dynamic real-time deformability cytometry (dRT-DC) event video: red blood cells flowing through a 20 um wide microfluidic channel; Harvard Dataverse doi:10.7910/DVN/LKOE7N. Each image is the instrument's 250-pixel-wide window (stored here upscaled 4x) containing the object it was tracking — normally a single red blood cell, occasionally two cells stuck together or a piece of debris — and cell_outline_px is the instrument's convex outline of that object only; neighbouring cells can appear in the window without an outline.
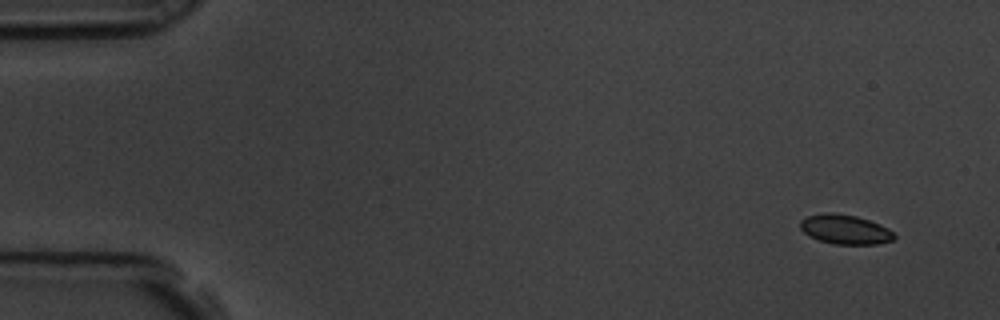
{"species": "common noctule bat (a hibernating species)", "species_latin": "Nyctalus noctula", "temperature_condition": "room temperature", "stored_images_in_passage": 5, "camera_frame_rate_fps": 3000, "um_per_image_px": 0.085, "animal": {"sex": "male", "body_mass_g": 19.5, "forearm_length_mm": 54.6}, "frame": {"image": 1, "passage_image": 1, "time_ms": 0.0, "image_size_px": [1000, 320], "cell_outline_px": [[896, 236], [892, 240], [880, 244], [832, 244], [808, 236], [800, 228], [800, 220], [808, 216], [824, 212], [832, 212], [856, 216], [880, 224], [888, 228]], "centroid_in_image_um": [71.82, 19.5], "position_along_channel_um": 13.2, "area_um2": 16.18}}
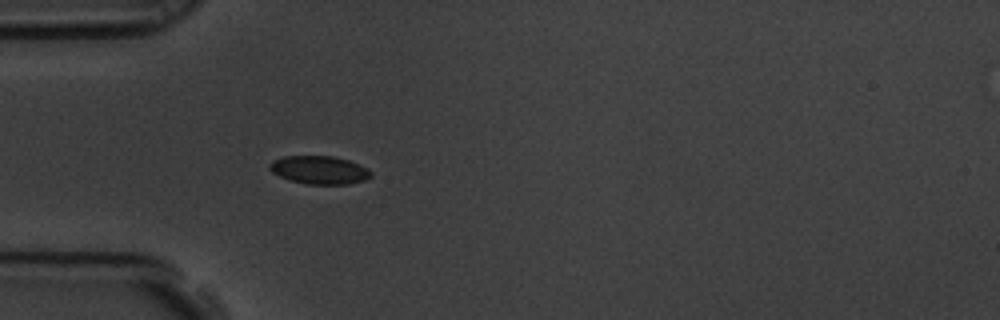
{"frame": {"image": 2, "passage_image": 5, "time_ms": 1.333, "image_size_px": [1000, 320], "cell_outline_px": [[372, 176], [364, 180], [348, 184], [308, 184], [288, 180], [272, 172], [268, 168], [268, 164], [272, 160], [284, 156], [332, 156], [348, 160], [368, 168], [372, 172]], "centroid_in_image_um": [27.12, 14.44], "position_along_channel_um": 57.9, "area_um2": 16.7}}